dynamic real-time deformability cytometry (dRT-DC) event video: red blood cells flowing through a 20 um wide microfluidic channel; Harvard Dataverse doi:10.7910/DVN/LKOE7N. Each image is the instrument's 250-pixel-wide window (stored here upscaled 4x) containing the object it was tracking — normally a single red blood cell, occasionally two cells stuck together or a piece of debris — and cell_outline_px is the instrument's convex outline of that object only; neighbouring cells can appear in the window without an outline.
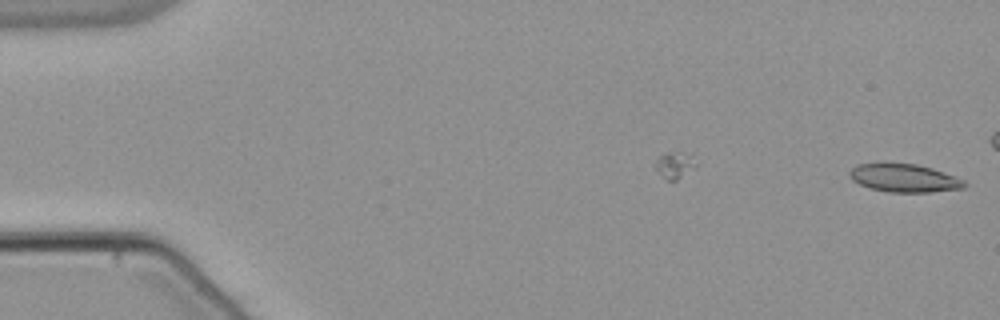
{"species": "common noctule bat (a hibernating species)", "species_latin": "Nyctalus noctula", "temperature_condition": "warm", "stored_images_in_passage": 12, "camera_frame_rate_fps": 3000, "um_per_image_px": 0.085, "animal": {"sex": "male", "body_mass_g": 21.5, "forearm_length_mm": 52.0}, "frame": {"image": 1, "passage_image": 12, "time_ms": 3.667, "image_size_px": [1000, 320], "cell_outline_px": [[968, 184], [964, 188], [932, 192], [888, 192], [868, 188], [852, 180], [848, 172], [856, 164], [880, 160], [884, 160], [916, 164], [932, 168], [956, 176], [964, 180]], "centroid_in_image_um": [76.81, 15.09], "position_along_channel_um": 8.2, "area_um2": 19.71}}